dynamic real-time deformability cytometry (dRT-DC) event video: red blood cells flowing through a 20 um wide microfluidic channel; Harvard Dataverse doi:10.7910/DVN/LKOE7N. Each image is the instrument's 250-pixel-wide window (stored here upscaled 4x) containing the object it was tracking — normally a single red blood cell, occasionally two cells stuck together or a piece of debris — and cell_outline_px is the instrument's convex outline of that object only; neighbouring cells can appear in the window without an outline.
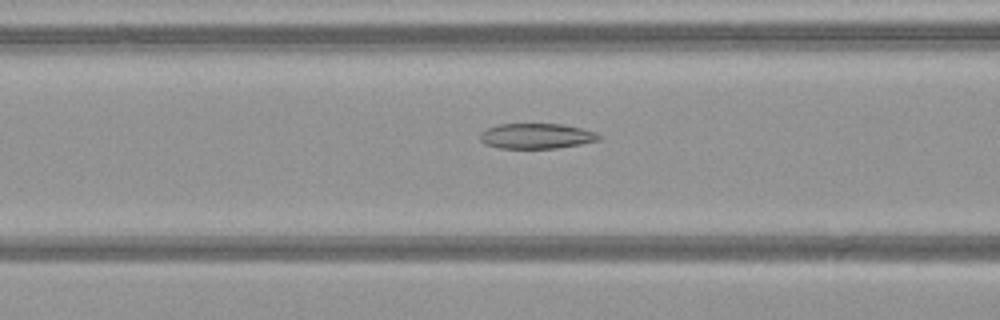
{"species": "common noctule bat (a hibernating species)", "species_latin": "Nyctalus noctula", "temperature_condition": "warm", "stored_images_in_passage": 51, "camera_frame_rate_fps": 3000, "um_per_image_px": 0.085, "animal": {"sex": "female", "body_mass_g": 21.9}, "frame": {"image": 1, "passage_image": 22, "time_ms": 7.0, "image_size_px": [1000, 320], "cell_outline_px": [[604, 136], [600, 140], [580, 144], [556, 148], [500, 148], [484, 144], [480, 140], [480, 132], [484, 128], [496, 124], [564, 124], [596, 132]], "centroid_in_image_um": [45.58, 11.55], "position_along_channel_um": 121.0, "area_um2": 17.74}}
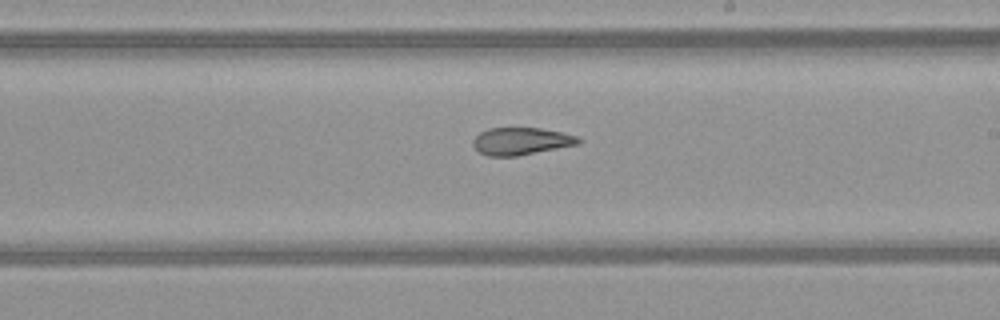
{"frame": {"image": 2, "passage_image": 31, "time_ms": 10.0, "image_size_px": [1000, 320], "cell_outline_px": [[580, 144], [516, 156], [488, 156], [480, 152], [472, 144], [472, 140], [480, 132], [488, 128], [540, 128], [560, 132], [576, 136], [580, 140]], "centroid_in_image_um": [44.27, 12.0], "position_along_channel_um": 244.7, "area_um2": 16.65}}
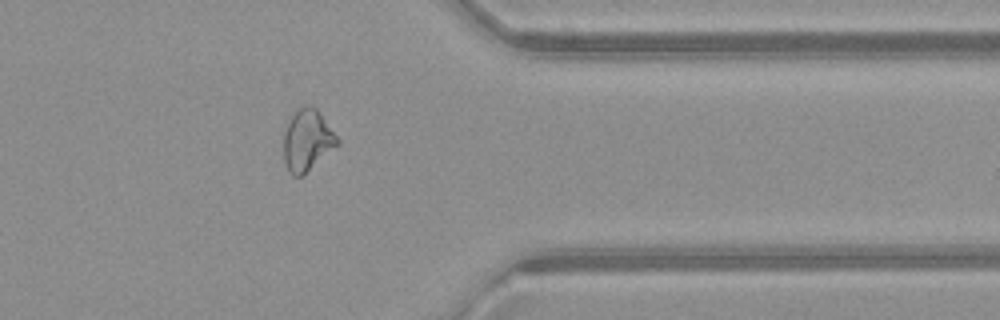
{"frame": {"image": 3, "passage_image": 42, "time_ms": 13.667, "image_size_px": [1000, 320], "cell_outline_px": [[340, 144], [304, 176], [292, 176], [288, 172], [284, 164], [284, 132], [288, 120], [292, 112], [296, 108], [308, 104], [312, 104], [316, 108], [340, 140]], "centroid_in_image_um": [26.11, 11.93], "position_along_channel_um": 385.3, "area_um2": 19.83}, "authors_computed_cell_mechanics": {"area_um2": 21.3282, "velocity_mm_per_s": 4.1057, "shape_relaxation_time_tau1_ms": null, "shape_relaxation_time_tau2_ms": 2.7662, "deformation_change_tau1": null, "deformation_change_tau2": 0.0935}}